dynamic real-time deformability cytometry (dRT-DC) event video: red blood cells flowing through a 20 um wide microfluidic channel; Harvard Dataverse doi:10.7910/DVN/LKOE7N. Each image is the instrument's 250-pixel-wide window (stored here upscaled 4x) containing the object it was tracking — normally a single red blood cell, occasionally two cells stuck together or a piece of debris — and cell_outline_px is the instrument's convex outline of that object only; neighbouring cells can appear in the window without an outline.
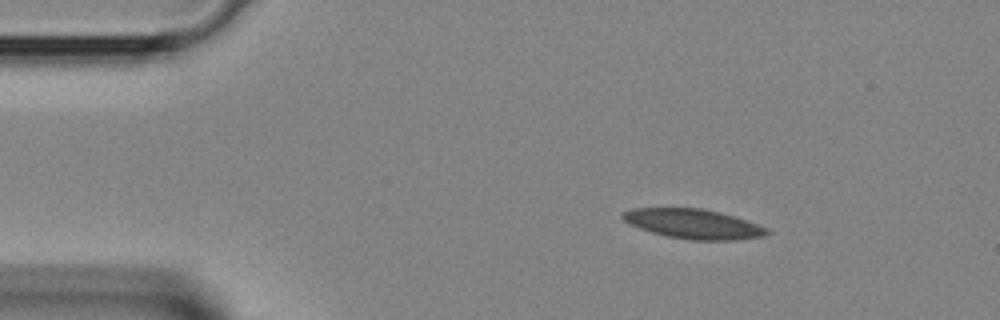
{"species": "Egyptian fruit bat (a non-hibernating species)", "species_latin": "Rousettus aegyptiacus", "temperature_condition": "room temperature", "stored_images_in_passage": 3, "camera_frame_rate_fps": 3000, "um_per_image_px": 0.085, "animal": {"sex": "female"}, "frame": {"image": 1, "passage_image": 1, "time_ms": 0.0, "image_size_px": [1000, 320], "cell_outline_px": [[772, 232], [768, 236], [736, 240], [688, 240], [668, 236], [652, 232], [640, 228], [624, 220], [620, 216], [620, 212], [632, 208], [700, 208], [720, 212], [768, 228]], "centroid_in_image_um": [58.95, 19.04], "position_along_channel_um": 26.0, "area_um2": 24.91}}